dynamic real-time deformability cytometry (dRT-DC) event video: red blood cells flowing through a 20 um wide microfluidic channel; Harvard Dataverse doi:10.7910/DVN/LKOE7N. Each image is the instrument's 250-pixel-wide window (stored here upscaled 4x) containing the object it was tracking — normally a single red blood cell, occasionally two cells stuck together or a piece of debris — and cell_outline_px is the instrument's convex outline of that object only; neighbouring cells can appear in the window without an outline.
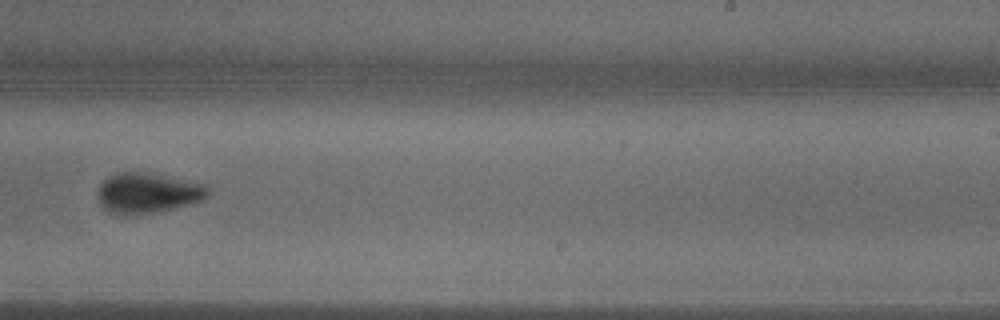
{"species": "common noctule bat (a hibernating species)", "species_latin": "Nyctalus noctula", "temperature_condition": "warm", "stored_images_in_passage": 20, "camera_frame_rate_fps": 3000, "um_per_image_px": 0.085, "animal": {"sex": "male", "body_mass_g": 18.8}, "frame": {"image": 1, "passage_image": 17, "time_ms": 5.333, "image_size_px": [1000, 320], "cell_outline_px": [[208, 196], [204, 200], [192, 204], [156, 212], [124, 216], [120, 216], [108, 212], [104, 208], [100, 200], [100, 184], [108, 176], [116, 172], [140, 172], [204, 184], [208, 188]], "centroid_in_image_um": [12.55, 16.43], "position_along_channel_um": 276.5, "area_um2": 25.61}}